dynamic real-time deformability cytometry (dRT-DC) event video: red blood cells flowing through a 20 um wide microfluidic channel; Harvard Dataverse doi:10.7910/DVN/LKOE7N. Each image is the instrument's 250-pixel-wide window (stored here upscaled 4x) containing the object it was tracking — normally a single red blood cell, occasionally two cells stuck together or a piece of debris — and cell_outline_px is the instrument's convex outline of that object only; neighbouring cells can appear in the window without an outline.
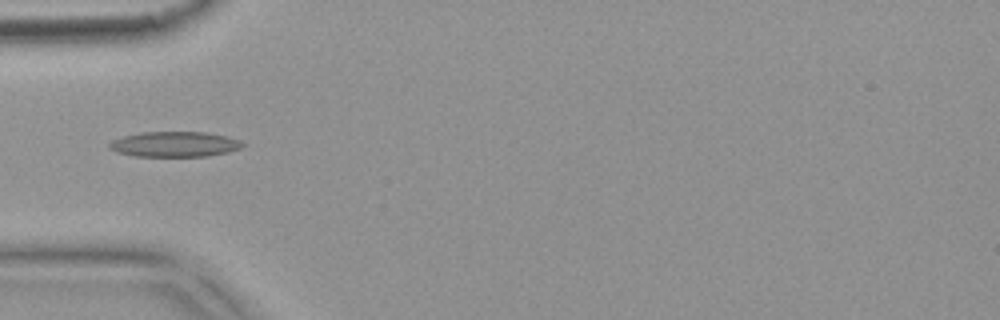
{"species": "common noctule bat (a hibernating species)", "species_latin": "Nyctalus noctula", "temperature_condition": "warm", "stored_images_in_passage": 5, "camera_frame_rate_fps": 3000, "um_per_image_px": 0.085, "animal": {"sex": "female", "body_mass_g": 18.4}, "frame": {"image": 1, "passage_image": 5, "time_ms": 1.333, "image_size_px": [1000, 320], "cell_outline_px": [[244, 144], [240, 148], [228, 152], [208, 156], [136, 156], [116, 152], [108, 148], [108, 144], [112, 140], [124, 136], [144, 132], [204, 132], [228, 136], [240, 140]], "centroid_in_image_um": [14.84, 12.26], "position_along_channel_um": 70.2, "area_um2": 19.59}}